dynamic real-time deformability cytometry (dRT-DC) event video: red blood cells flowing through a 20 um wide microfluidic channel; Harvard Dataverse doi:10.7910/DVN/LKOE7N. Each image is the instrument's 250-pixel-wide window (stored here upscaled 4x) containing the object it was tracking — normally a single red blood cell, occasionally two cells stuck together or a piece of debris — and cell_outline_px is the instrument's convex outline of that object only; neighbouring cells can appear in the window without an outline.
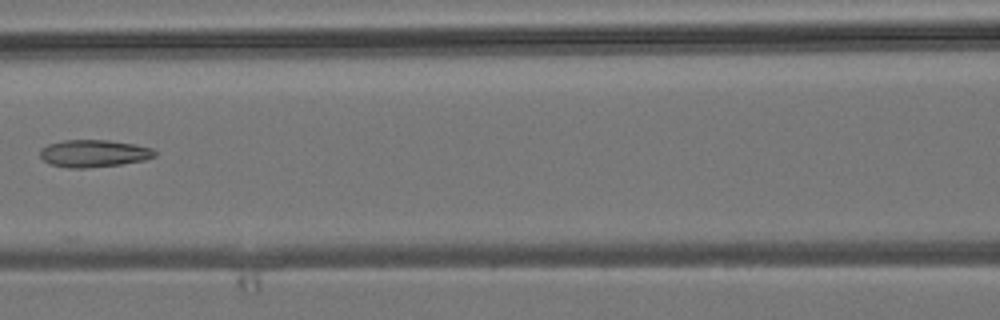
{"species": "common noctule bat (a hibernating species)", "species_latin": "Nyctalus noctula", "temperature_condition": "room temperature", "stored_images_in_passage": 5, "camera_frame_rate_fps": 3000, "um_per_image_px": 0.085, "animal": {"sex": "male", "body_mass_g": 19.2, "forearm_length_mm": 51.8}, "frame": {"image": 1, "passage_image": 5, "time_ms": 6.667, "image_size_px": [1000, 320], "cell_outline_px": [[156, 156], [144, 160], [120, 164], [84, 168], [68, 168], [52, 164], [44, 160], [40, 156], [40, 148], [48, 144], [64, 140], [108, 140], [136, 144], [152, 148], [156, 152]], "centroid_in_image_um": [7.98, 13.03], "position_along_channel_um": 158.6, "area_um2": 18.21}}